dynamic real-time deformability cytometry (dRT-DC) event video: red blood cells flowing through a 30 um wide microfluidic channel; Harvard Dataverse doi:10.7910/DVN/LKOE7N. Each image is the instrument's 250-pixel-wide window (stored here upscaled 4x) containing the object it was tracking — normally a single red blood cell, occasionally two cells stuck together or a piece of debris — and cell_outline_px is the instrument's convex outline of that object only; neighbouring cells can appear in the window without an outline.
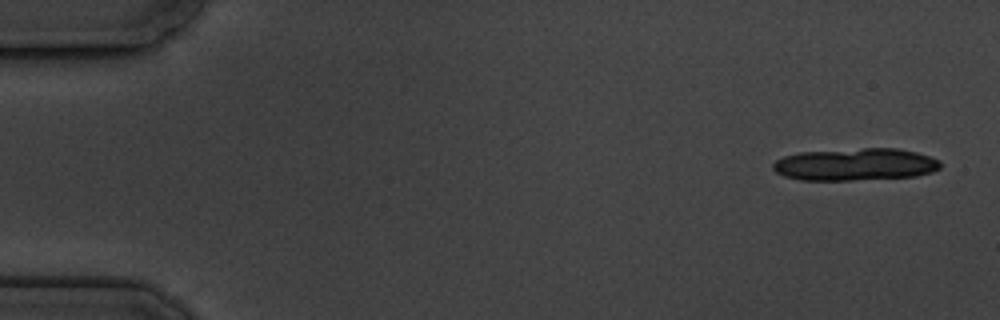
{"species": "common noctule bat (a hibernating species)", "species_latin": "Nyctalus noctula", "temperature_condition": "cold", "stored_images_in_passage": 4, "camera_frame_rate_fps": 3000, "um_per_image_px": 0.085, "animal": {"sex": "male", "body_mass_g": 19.5, "forearm_length_mm": 54.6}, "frame": {"image": 1, "passage_image": 1, "time_ms": 0.0, "image_size_px": [1000, 320], "cell_outline_px": [[940, 168], [932, 172], [916, 176], [852, 180], [800, 180], [784, 176], [776, 172], [772, 168], [772, 164], [776, 160], [784, 156], [800, 152], [864, 148], [896, 148], [916, 152], [940, 160]], "centroid_in_image_um": [72.68, 13.98], "position_along_channel_um": 12.3, "area_um2": 31.5}}